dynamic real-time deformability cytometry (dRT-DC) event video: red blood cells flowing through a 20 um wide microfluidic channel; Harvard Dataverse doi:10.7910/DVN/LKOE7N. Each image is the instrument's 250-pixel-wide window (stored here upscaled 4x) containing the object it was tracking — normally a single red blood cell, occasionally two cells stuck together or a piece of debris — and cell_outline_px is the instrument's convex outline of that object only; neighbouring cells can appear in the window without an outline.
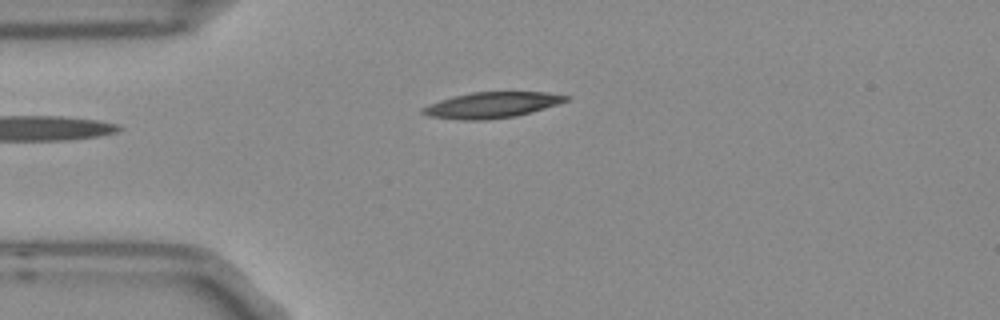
{"species": "Egyptian fruit bat (a non-hibernating species)", "species_latin": "Rousettus aegyptiacus", "temperature_condition": "room temperature", "stored_images_in_passage": 4, "camera_frame_rate_fps": 3000, "um_per_image_px": 0.085, "frame": {"image": 1, "passage_image": 4, "time_ms": 1.0, "image_size_px": [1000, 320], "cell_outline_px": [[572, 96], [568, 100], [532, 112], [516, 116], [488, 120], [460, 120], [428, 116], [420, 112], [420, 108], [440, 100], [452, 96], [472, 92], [548, 92]], "centroid_in_image_um": [41.78, 8.93], "position_along_channel_um": 43.2, "area_um2": 21.68}}